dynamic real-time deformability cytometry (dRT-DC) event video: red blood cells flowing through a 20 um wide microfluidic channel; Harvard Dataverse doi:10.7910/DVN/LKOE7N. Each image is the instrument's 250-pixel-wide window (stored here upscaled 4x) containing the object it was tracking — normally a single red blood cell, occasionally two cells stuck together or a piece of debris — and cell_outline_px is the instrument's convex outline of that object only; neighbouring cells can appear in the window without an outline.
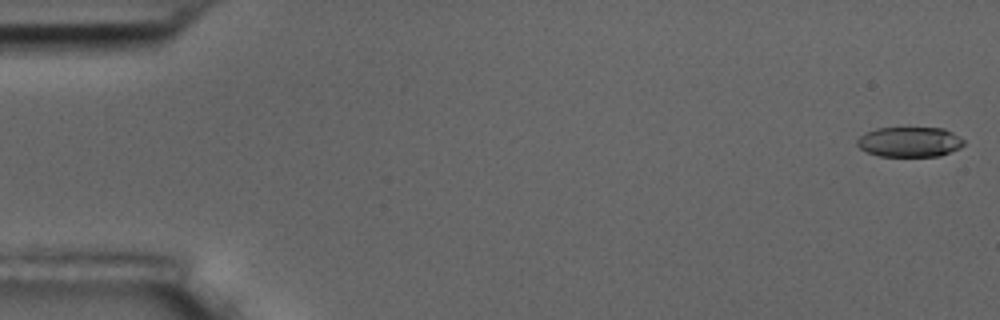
{"species": "common noctule bat (a hibernating species)", "species_latin": "Nyctalus noctula", "temperature_condition": "room temperature", "stored_images_in_passage": 5, "camera_frame_rate_fps": 3000, "um_per_image_px": 0.085, "animal": {"sex": "male", "body_mass_g": 17.5, "forearm_length_mm": 52.3}, "frame": {"image": 1, "passage_image": 1, "time_ms": 0.0, "image_size_px": [1000, 320], "cell_outline_px": [[964, 144], [960, 148], [940, 156], [880, 156], [868, 152], [860, 148], [856, 144], [856, 140], [860, 136], [876, 128], [944, 128], [952, 132], [964, 140]], "centroid_in_image_um": [77.33, 12.06], "position_along_channel_um": 7.7, "area_um2": 18.61}}
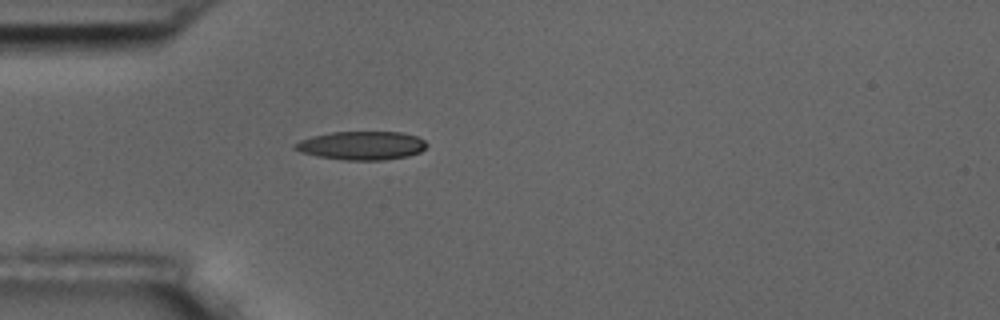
{"frame": {"image": 2, "passage_image": 5, "time_ms": 5.0, "image_size_px": [1000, 320], "cell_outline_px": [[428, 144], [420, 152], [408, 156], [384, 160], [344, 160], [316, 156], [300, 152], [292, 148], [292, 144], [300, 140], [312, 136], [332, 132], [400, 132], [416, 136], [424, 140]], "centroid_in_image_um": [30.7, 12.37], "position_along_channel_um": 54.3, "area_um2": 22.02}}